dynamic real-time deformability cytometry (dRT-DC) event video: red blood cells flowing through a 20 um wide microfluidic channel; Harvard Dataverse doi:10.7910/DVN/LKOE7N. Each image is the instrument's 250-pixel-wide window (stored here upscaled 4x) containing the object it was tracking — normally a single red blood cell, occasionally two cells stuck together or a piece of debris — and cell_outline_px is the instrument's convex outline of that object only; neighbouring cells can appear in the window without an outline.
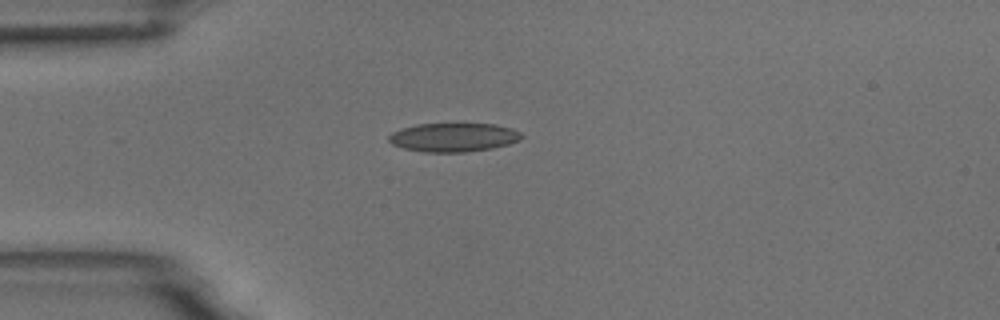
{"species": "common noctule bat (a hibernating species)", "species_latin": "Nyctalus noctula", "temperature_condition": "room temperature", "stored_images_in_passage": 3, "camera_frame_rate_fps": 3000, "um_per_image_px": 0.085, "animal": {"sex": "male", "body_mass_g": 18.8}, "frame": {"image": 1, "passage_image": 3, "time_ms": 2.333, "image_size_px": [1000, 320], "cell_outline_px": [[524, 136], [520, 140], [508, 144], [492, 148], [464, 152], [424, 152], [404, 148], [392, 144], [388, 140], [388, 136], [392, 132], [404, 128], [420, 124], [496, 124], [512, 128], [520, 132]], "centroid_in_image_um": [38.58, 11.67], "position_along_channel_um": 46.4, "area_um2": 22.14}}